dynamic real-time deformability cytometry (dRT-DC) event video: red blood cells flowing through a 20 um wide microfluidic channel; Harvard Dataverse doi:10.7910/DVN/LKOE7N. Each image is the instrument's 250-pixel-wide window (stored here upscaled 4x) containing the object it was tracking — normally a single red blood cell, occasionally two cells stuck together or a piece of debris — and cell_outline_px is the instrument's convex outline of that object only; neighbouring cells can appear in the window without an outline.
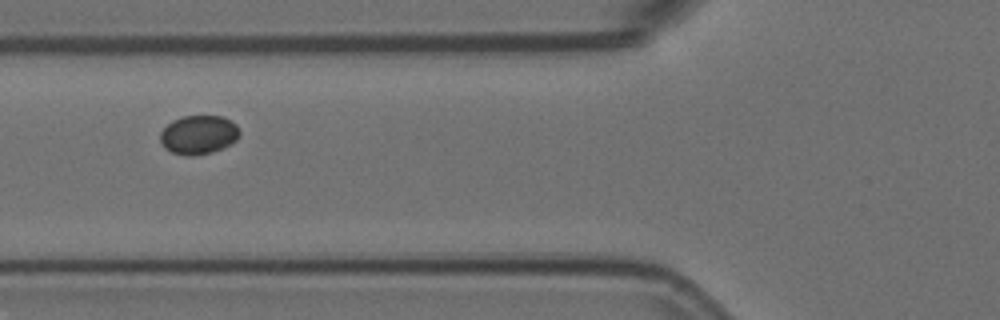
{"species": "Egyptian fruit bat (a non-hibernating species)", "species_latin": "Rousettus aegyptiacus", "temperature_condition": "room temperature", "stored_images_in_passage": 14, "camera_frame_rate_fps": 3000, "um_per_image_px": 0.085, "animal": {"sex": "female"}, "frame": {"image": 1, "passage_image": 4, "time_ms": 1.0, "image_size_px": [1000, 320], "cell_outline_px": [[240, 136], [236, 140], [212, 152], [192, 156], [184, 156], [172, 152], [164, 148], [160, 140], [160, 132], [172, 120], [184, 116], [220, 116], [236, 124], [240, 132]], "centroid_in_image_um": [16.85, 11.46], "position_along_channel_um": 108.9, "area_um2": 17.86}}
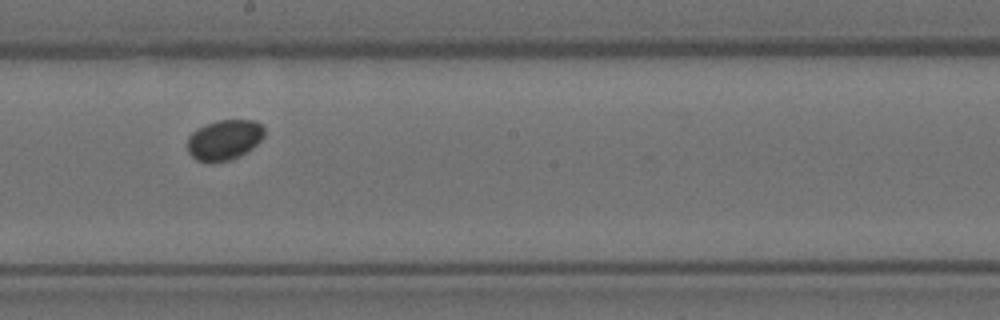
{"frame": {"image": 2, "passage_image": 7, "time_ms": 2.0, "image_size_px": [1000, 320], "cell_outline_px": [[264, 136], [252, 148], [240, 156], [228, 160], [208, 164], [196, 160], [188, 152], [188, 136], [192, 132], [216, 120], [256, 120], [264, 128]], "centroid_in_image_um": [19.06, 11.9], "position_along_channel_um": 229.1, "area_um2": 18.09}}
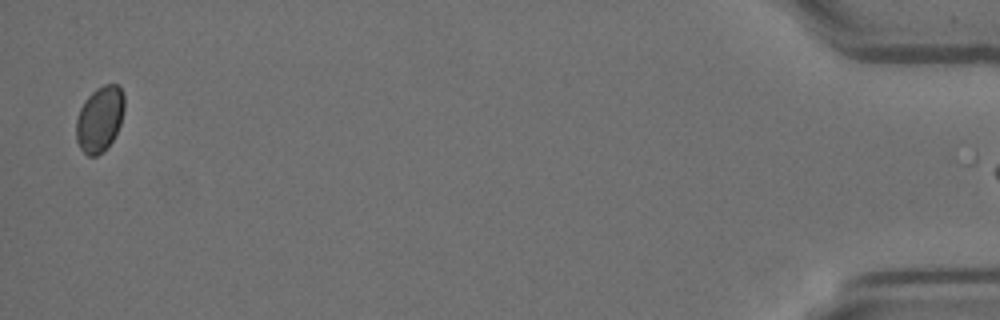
{"frame": {"image": 3, "passage_image": 13, "time_ms": 4.0, "image_size_px": [1000, 320], "cell_outline_px": [[124, 108], [120, 124], [112, 140], [96, 156], [88, 156], [80, 148], [76, 140], [76, 120], [80, 108], [84, 100], [96, 88], [104, 84], [120, 84], [124, 92]], "centroid_in_image_um": [8.47, 10.06], "position_along_channel_um": 426.7, "area_um2": 18.38}}